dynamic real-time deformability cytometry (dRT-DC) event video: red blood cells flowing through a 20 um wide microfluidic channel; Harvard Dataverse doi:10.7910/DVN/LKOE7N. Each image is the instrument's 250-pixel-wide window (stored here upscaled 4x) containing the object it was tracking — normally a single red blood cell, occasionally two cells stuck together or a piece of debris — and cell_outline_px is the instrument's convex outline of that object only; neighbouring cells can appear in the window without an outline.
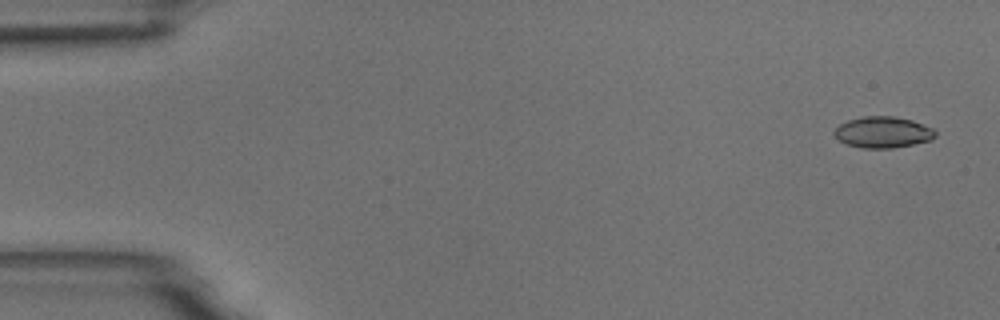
{"species": "common noctule bat (a hibernating species)", "species_latin": "Nyctalus noctula", "temperature_condition": "room temperature", "stored_images_in_passage": 5, "camera_frame_rate_fps": 3000, "um_per_image_px": 0.085, "animal": {"sex": "male", "body_mass_g": 18.8}, "frame": {"image": 1, "passage_image": 1, "time_ms": 0.0, "image_size_px": [1000, 320], "cell_outline_px": [[936, 136], [932, 140], [892, 148], [864, 148], [848, 144], [840, 140], [832, 132], [840, 124], [848, 120], [864, 116], [896, 116], [912, 120], [932, 128], [936, 132]], "centroid_in_image_um": [75.06, 11.23], "position_along_channel_um": 9.9, "area_um2": 18.26}}
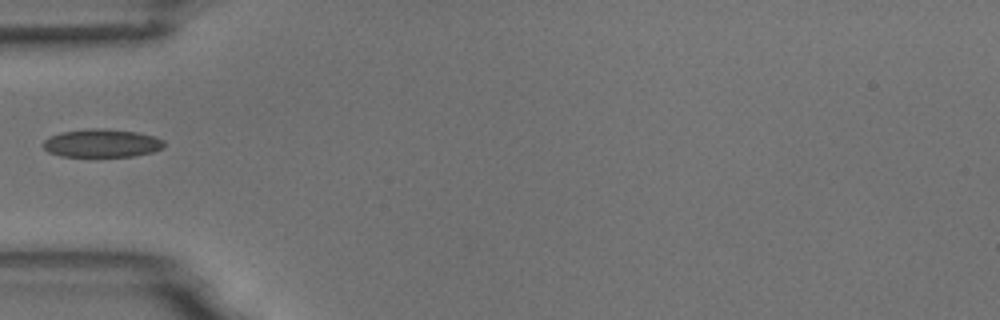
{"frame": {"image": 2, "passage_image": 5, "time_ms": 1.333, "image_size_px": [1000, 320], "cell_outline_px": [[164, 148], [152, 152], [132, 156], [60, 156], [48, 152], [44, 148], [44, 140], [60, 132], [88, 128], [104, 128], [136, 132], [152, 136], [164, 140]], "centroid_in_image_um": [8.65, 12.16], "position_along_channel_um": 76.3, "area_um2": 19.77}}